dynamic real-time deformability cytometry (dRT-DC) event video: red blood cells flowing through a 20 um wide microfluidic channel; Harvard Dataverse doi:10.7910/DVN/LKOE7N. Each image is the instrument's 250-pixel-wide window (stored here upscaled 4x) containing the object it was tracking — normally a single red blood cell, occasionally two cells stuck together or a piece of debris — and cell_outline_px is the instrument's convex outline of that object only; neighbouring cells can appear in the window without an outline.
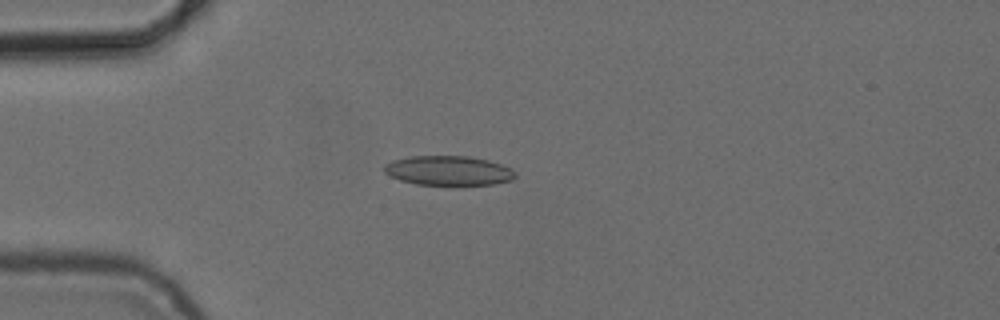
{"species": "common noctule bat (a hibernating species)", "species_latin": "Nyctalus noctula", "temperature_condition": "cold", "stored_images_in_passage": 5, "camera_frame_rate_fps": 3000, "um_per_image_px": 0.085, "animal": {"sex": "female", "body_mass_g": 24.6, "forearm_length_mm": 56.2}, "frame": {"image": 1, "passage_image": 5, "time_ms": 4.667, "image_size_px": [1000, 320], "cell_outline_px": [[516, 176], [512, 180], [492, 184], [452, 188], [416, 184], [400, 180], [384, 172], [384, 164], [392, 160], [412, 156], [468, 156], [488, 160], [512, 168], [516, 172]], "centroid_in_image_um": [38.15, 14.55], "position_along_channel_um": 46.9, "area_um2": 23.47}}